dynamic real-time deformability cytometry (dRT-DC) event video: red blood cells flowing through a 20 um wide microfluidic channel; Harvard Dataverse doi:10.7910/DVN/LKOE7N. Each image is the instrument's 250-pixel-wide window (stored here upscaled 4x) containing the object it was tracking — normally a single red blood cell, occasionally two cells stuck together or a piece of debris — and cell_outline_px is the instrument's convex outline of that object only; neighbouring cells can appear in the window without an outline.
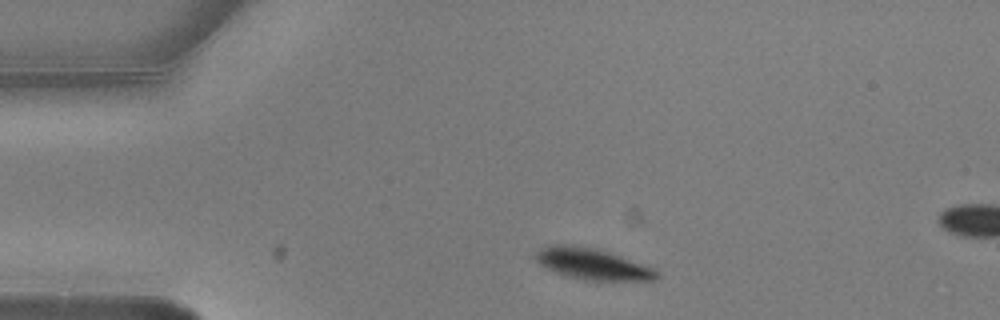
{"species": "common noctule bat (a hibernating species)", "species_latin": "Nyctalus noctula", "temperature_condition": "warm", "stored_images_in_passage": 3, "camera_frame_rate_fps": 3000, "um_per_image_px": 0.085, "animal": {"sex": "male", "body_mass_g": 20.5, "forearm_length_mm": 52.5}, "frame": {"image": 1, "passage_image": 1, "time_ms": 0.0, "image_size_px": [1000, 320], "cell_outline_px": [[660, 276], [656, 280], [584, 280], [556, 272], [540, 264], [532, 256], [540, 248], [552, 244], [564, 244], [596, 248], [656, 268]], "centroid_in_image_um": [50.37, 22.43], "position_along_channel_um": 34.6, "area_um2": 21.91}}